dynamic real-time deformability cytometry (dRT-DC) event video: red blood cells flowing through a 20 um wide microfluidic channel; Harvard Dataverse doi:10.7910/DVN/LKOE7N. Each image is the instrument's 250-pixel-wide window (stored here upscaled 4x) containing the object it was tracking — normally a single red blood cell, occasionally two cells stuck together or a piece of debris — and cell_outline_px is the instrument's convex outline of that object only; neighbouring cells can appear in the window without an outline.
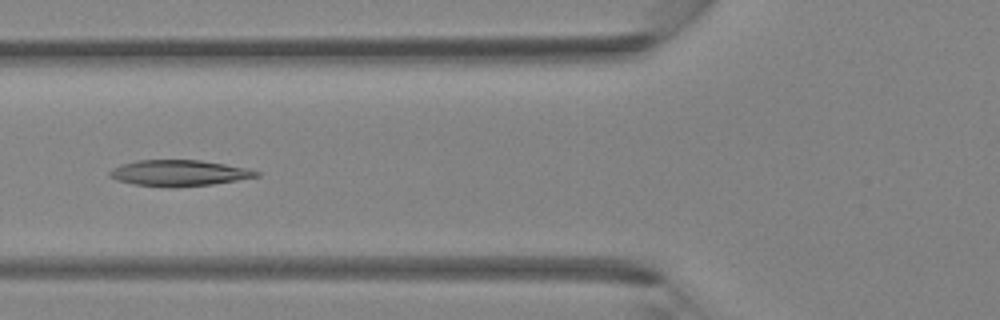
{"species": "Egyptian fruit bat (a non-hibernating species)", "species_latin": "Rousettus aegyptiacus", "temperature_condition": "room temperature", "stored_images_in_passage": 38, "camera_frame_rate_fps": 3000, "um_per_image_px": 0.085, "animal": {"sex": "female"}, "frame": {"image": 1, "passage_image": 14, "time_ms": 4.333, "image_size_px": [1000, 320], "cell_outline_px": [[260, 176], [212, 184], [172, 188], [136, 184], [116, 180], [108, 176], [108, 172], [112, 168], [124, 164], [140, 160], [200, 160], [248, 168], [260, 172]], "centroid_in_image_um": [15.21, 14.71], "position_along_channel_um": 110.6, "area_um2": 22.14}}
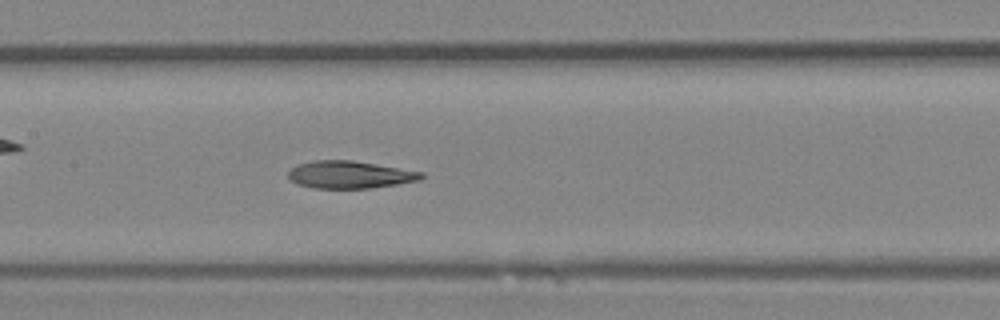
{"frame": {"image": 2, "passage_image": 18, "time_ms": 5.667, "image_size_px": [1000, 320], "cell_outline_px": [[424, 176], [420, 180], [372, 188], [312, 188], [296, 184], [288, 180], [288, 172], [292, 168], [300, 164], [312, 160], [352, 160], [424, 172]], "centroid_in_image_um": [29.71, 14.85], "position_along_channel_um": 177.7, "area_um2": 21.33}}
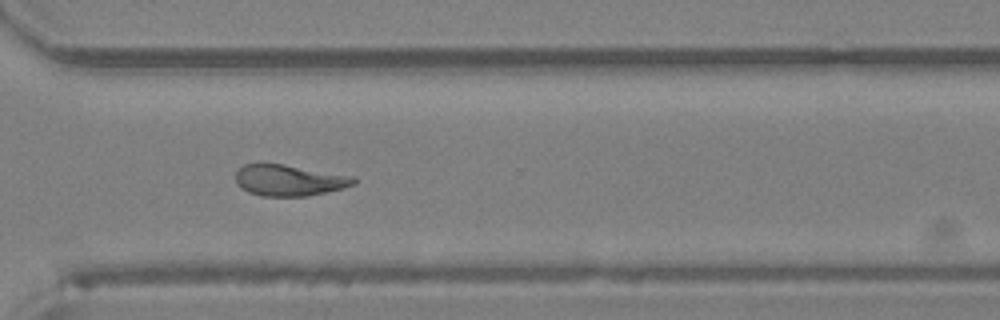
{"frame": {"image": 3, "passage_image": 28, "time_ms": 9.0, "image_size_px": [1000, 320], "cell_outline_px": [[356, 184], [344, 188], [308, 196], [260, 196], [248, 192], [236, 184], [236, 172], [244, 164], [284, 164], [356, 176]], "centroid_in_image_um": [24.62, 15.33], "position_along_channel_um": 346.0, "area_um2": 21.62}}